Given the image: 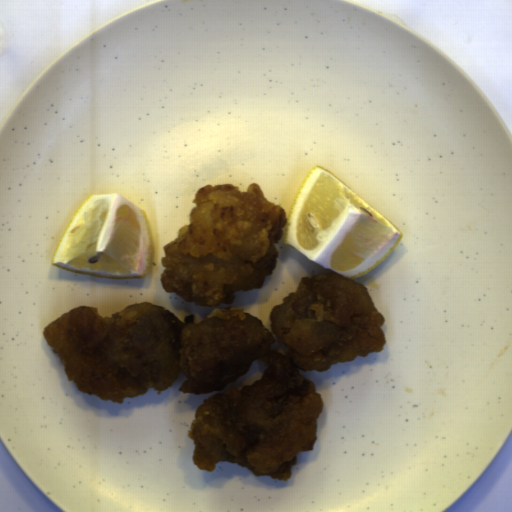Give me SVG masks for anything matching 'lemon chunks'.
I'll return each instance as SVG.
<instances>
[{"instance_id":"lemon-chunks-1","label":"lemon chunks","mask_w":512,"mask_h":512,"mask_svg":"<svg viewBox=\"0 0 512 512\" xmlns=\"http://www.w3.org/2000/svg\"><path fill=\"white\" fill-rule=\"evenodd\" d=\"M286 215L283 244L346 279L378 267L403 238L392 221L317 165L306 174Z\"/></svg>"},{"instance_id":"lemon-chunks-2","label":"lemon chunks","mask_w":512,"mask_h":512,"mask_svg":"<svg viewBox=\"0 0 512 512\" xmlns=\"http://www.w3.org/2000/svg\"><path fill=\"white\" fill-rule=\"evenodd\" d=\"M155 240L145 211L118 192L84 199L62 232L51 265L102 278H143Z\"/></svg>"}]
</instances>
